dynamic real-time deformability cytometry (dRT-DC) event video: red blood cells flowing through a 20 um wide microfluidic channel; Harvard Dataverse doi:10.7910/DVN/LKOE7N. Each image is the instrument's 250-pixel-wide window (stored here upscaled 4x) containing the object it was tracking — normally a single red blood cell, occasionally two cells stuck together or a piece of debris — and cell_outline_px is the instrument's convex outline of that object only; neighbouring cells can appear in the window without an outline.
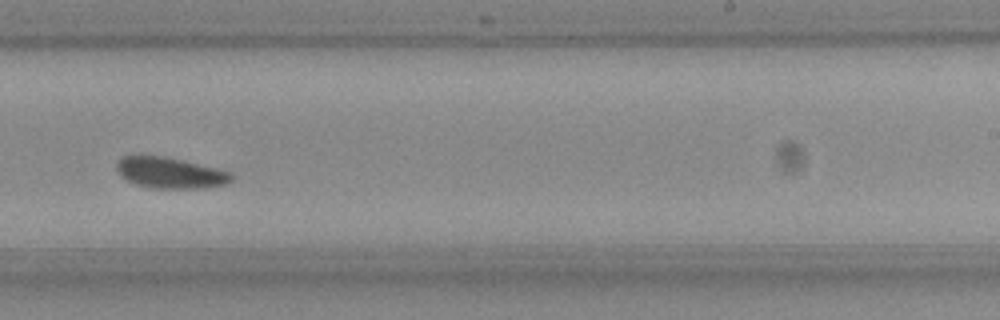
{"species": "Egyptian fruit bat (a non-hibernating species)", "species_latin": "Rousettus aegyptiacus", "temperature_condition": "room temperature", "stored_images_in_passage": 15, "camera_frame_rate_fps": 3000, "um_per_image_px": 0.085, "frame": {"image": 1, "passage_image": 9, "time_ms": 2.667, "image_size_px": [1000, 320], "cell_outline_px": [[236, 176], [232, 180], [224, 184], [204, 188], [152, 188], [136, 184], [120, 176], [116, 168], [116, 164], [120, 156], [132, 152], [140, 152], [164, 156], [184, 160], [232, 172]], "centroid_in_image_um": [14.39, 14.63], "position_along_channel_um": 274.6, "area_um2": 21.56}}
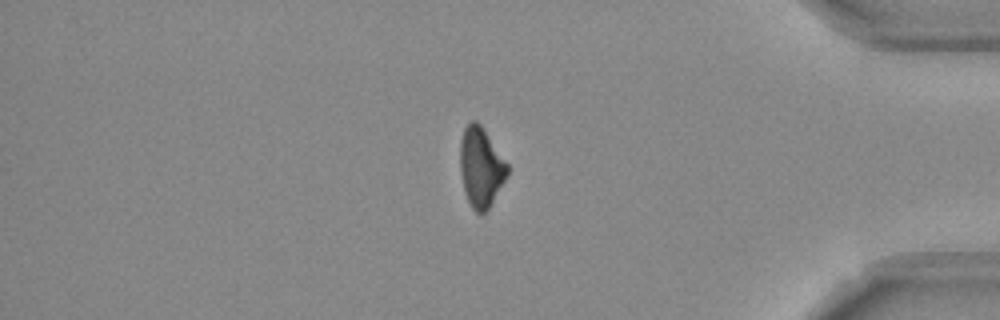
{"frame": {"image": 2, "passage_image": 15, "time_ms": 4.667, "image_size_px": [1000, 320], "cell_outline_px": [[508, 172], [504, 180], [488, 208], [480, 216], [472, 208], [468, 200], [464, 188], [460, 172], [460, 140], [464, 128], [472, 120], [476, 120], [480, 124], [508, 164]], "centroid_in_image_um": [40.85, 14.2], "position_along_channel_um": 394.3, "area_um2": 21.56}}